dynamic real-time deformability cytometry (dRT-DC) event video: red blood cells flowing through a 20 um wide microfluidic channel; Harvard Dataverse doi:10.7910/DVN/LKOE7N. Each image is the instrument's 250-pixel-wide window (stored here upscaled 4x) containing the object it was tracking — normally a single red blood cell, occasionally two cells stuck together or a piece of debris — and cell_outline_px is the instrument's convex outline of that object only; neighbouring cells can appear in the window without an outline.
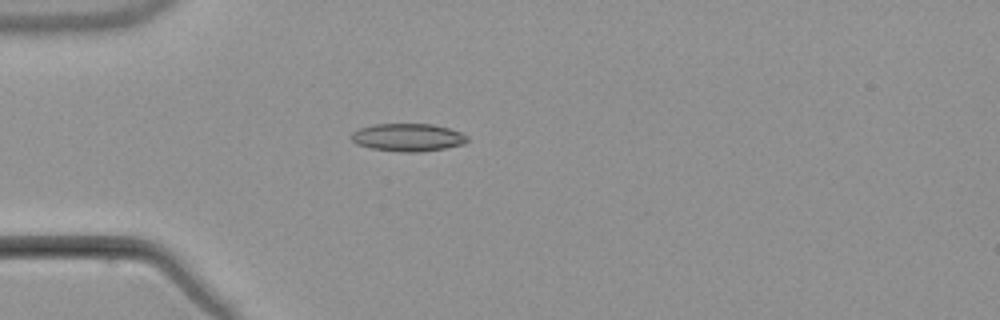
{"species": "common noctule bat (a hibernating species)", "species_latin": "Nyctalus noctula", "temperature_condition": "warm", "stored_images_in_passage": 4, "camera_frame_rate_fps": 3000, "um_per_image_px": 0.085, "animal": {"sex": "male", "body_mass_g": 21.5, "forearm_length_mm": 52.0}, "frame": {"image": 1, "passage_image": 3, "time_ms": 2.667, "image_size_px": [1000, 320], "cell_outline_px": [[468, 140], [464, 144], [444, 148], [420, 152], [400, 152], [372, 148], [356, 144], [352, 140], [352, 132], [360, 128], [376, 124], [432, 124], [448, 128], [460, 132], [468, 136]], "centroid_in_image_um": [34.68, 11.68], "position_along_channel_um": 50.3, "area_um2": 18.67}}